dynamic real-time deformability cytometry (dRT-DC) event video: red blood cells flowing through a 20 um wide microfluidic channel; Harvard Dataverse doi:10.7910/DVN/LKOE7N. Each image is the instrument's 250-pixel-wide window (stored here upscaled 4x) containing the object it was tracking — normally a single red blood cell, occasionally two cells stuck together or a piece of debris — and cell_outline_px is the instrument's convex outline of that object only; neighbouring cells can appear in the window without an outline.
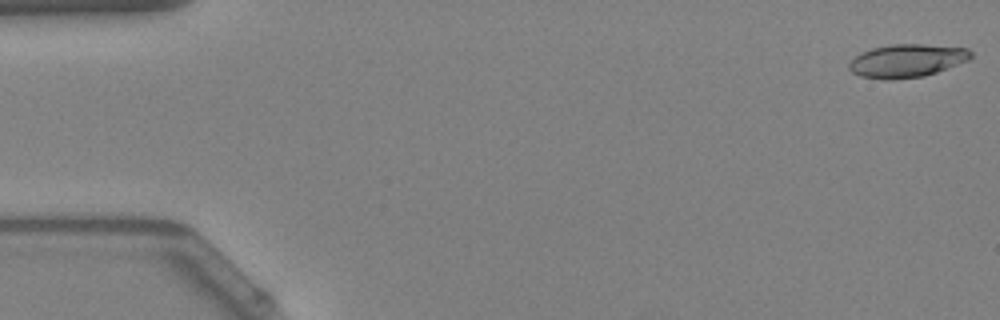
{"species": "Egyptian fruit bat (a non-hibernating species)", "species_latin": "Rousettus aegyptiacus", "temperature_condition": "warm", "stored_images_in_passage": 51, "camera_frame_rate_fps": 3000, "um_per_image_px": 0.085, "animal": {"sex": "female"}, "frame": {"image": 1, "passage_image": 1, "time_ms": 0.0, "image_size_px": [1000, 320], "cell_outline_px": [[972, 56], [968, 60], [936, 72], [924, 76], [888, 80], [860, 76], [852, 72], [848, 68], [848, 64], [856, 56], [872, 48], [892, 44], [924, 44], [968, 48], [972, 52]], "centroid_in_image_um": [77.09, 5.16], "position_along_channel_um": 7.9, "area_um2": 23.35}}
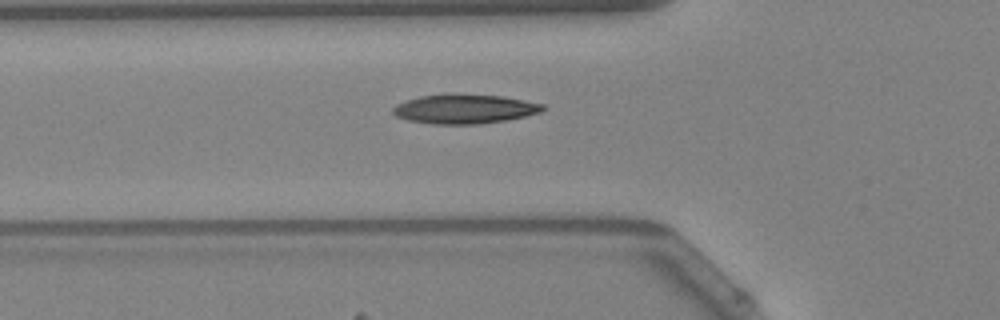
{"frame": {"image": 2, "passage_image": 18, "time_ms": 5.667, "image_size_px": [1000, 320], "cell_outline_px": [[544, 108], [540, 112], [508, 120], [480, 124], [432, 124], [408, 120], [396, 116], [392, 112], [392, 108], [396, 104], [404, 100], [420, 96], [448, 92], [456, 92], [500, 96], [524, 100], [544, 104]], "centroid_in_image_um": [39.43, 9.24], "position_along_channel_um": 86.4, "area_um2": 26.13}}
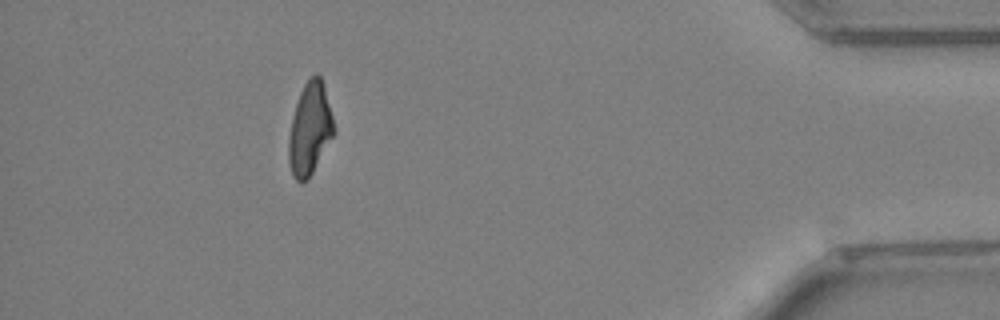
{"frame": {"image": 3, "passage_image": 46, "time_ms": 15.0, "image_size_px": [1000, 320], "cell_outline_px": [[336, 132], [308, 180], [300, 184], [292, 176], [288, 160], [288, 136], [296, 104], [300, 92], [304, 84], [316, 72], [320, 76], [324, 88], [332, 116]], "centroid_in_image_um": [26.33, 11.02], "position_along_channel_um": 408.9, "area_um2": 24.28}, "authors_computed_cell_mechanics": {"area_um2": 24.1604, "velocity_mm_per_s": 4.0321, "shape_relaxation_time_tau1_ms": 5.7601, "shape_relaxation_time_tau2_ms": 2.1412, "deformation_change_tau1": 0.1929, "deformation_change_tau2": 0.0992}}